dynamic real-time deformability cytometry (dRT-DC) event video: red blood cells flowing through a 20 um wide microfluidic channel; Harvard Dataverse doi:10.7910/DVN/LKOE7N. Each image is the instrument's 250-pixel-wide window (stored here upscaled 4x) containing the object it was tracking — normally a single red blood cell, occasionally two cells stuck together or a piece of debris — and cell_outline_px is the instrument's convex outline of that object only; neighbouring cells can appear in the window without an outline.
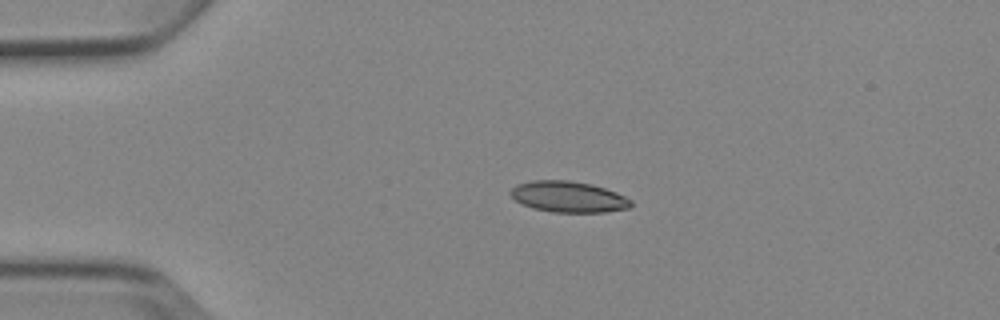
{"species": "Egyptian fruit bat (a non-hibernating species)", "species_latin": "Rousettus aegyptiacus", "temperature_condition": "cold", "stored_images_in_passage": 4, "camera_frame_rate_fps": 3000, "um_per_image_px": 0.085, "animal": {"sex": "female"}, "frame": {"image": 1, "passage_image": 3, "time_ms": 2.0, "image_size_px": [1000, 320], "cell_outline_px": [[632, 204], [628, 208], [604, 212], [552, 212], [532, 208], [516, 200], [508, 192], [516, 184], [532, 180], [568, 180], [592, 184], [616, 192], [632, 200]], "centroid_in_image_um": [48.3, 16.72], "position_along_channel_um": 36.7, "area_um2": 21.73}}